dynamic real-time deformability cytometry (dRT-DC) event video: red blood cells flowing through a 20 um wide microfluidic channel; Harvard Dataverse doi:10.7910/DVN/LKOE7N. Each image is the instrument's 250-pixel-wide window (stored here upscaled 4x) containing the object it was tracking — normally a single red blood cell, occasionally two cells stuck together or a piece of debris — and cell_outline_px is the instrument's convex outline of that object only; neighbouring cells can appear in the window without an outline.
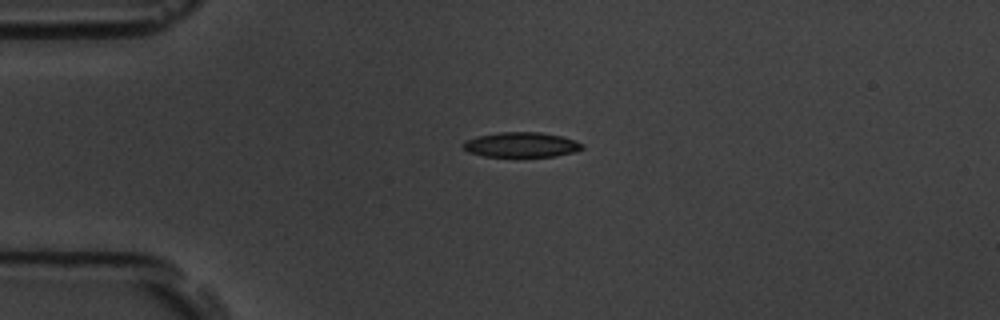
{"species": "common noctule bat (a hibernating species)", "species_latin": "Nyctalus noctula", "temperature_condition": "room temperature", "stored_images_in_passage": 2, "camera_frame_rate_fps": 3000, "um_per_image_px": 0.085, "animal": {"sex": "male", "body_mass_g": 19.5, "forearm_length_mm": 54.6}, "frame": {"image": 1, "passage_image": 1, "time_ms": 0.0, "image_size_px": [1000, 320], "cell_outline_px": [[584, 148], [572, 152], [556, 156], [484, 156], [468, 152], [460, 144], [464, 140], [476, 136], [500, 132], [540, 132], [560, 136], [584, 144]], "centroid_in_image_um": [44.25, 12.29], "position_along_channel_um": 40.8, "area_um2": 17.22}}